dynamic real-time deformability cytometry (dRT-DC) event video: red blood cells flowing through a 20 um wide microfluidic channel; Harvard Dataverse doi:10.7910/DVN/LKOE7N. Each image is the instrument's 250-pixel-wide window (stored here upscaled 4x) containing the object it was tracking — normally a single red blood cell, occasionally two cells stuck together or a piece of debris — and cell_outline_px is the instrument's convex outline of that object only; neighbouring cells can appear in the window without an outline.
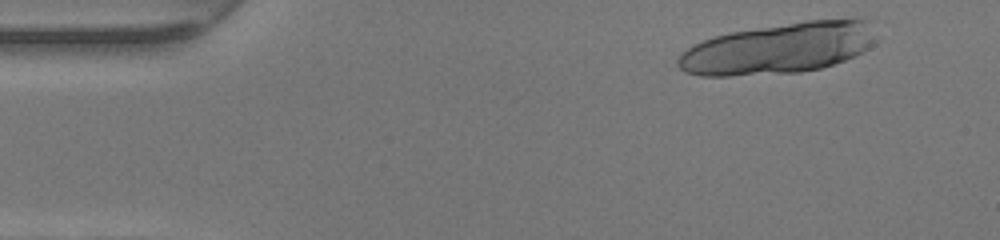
{"species": "human", "species_latin": "Homo sapiens", "temperature_condition": "warm", "stored_images_in_passage": 14, "camera_frame_rate_fps": 3000, "um_per_image_px": 0.085, "donor": {"sex": "female"}, "frame": {"image": 1, "passage_image": 2, "time_ms": 0.333, "image_size_px": [1000, 240], "cell_outline_px": [[880, 40], [856, 56], [820, 68], [800, 72], [728, 76], [700, 76], [684, 72], [676, 64], [676, 60], [680, 52], [704, 40], [728, 32], [804, 20], [868, 20]], "centroid_in_image_um": [66.18, 4.11], "position_along_channel_um": 18.8, "area_um2": 58.96}}